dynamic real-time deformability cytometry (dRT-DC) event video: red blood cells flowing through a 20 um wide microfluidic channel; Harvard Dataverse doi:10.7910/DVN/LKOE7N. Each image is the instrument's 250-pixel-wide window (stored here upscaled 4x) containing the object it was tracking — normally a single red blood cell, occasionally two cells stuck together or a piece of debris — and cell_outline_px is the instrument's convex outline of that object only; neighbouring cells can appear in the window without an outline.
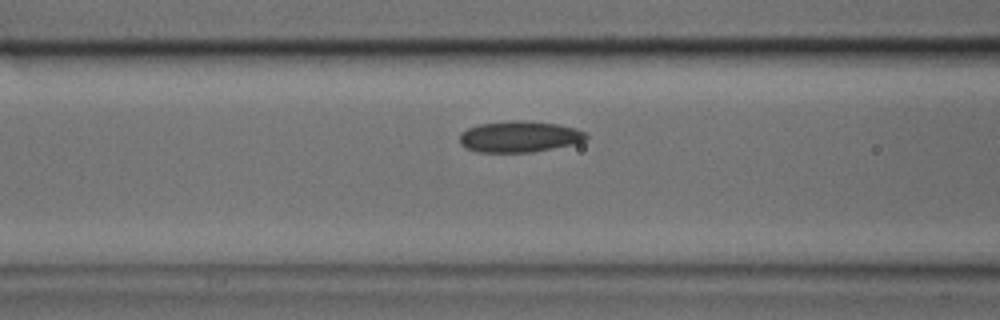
{"species": "common noctule bat (a hibernating species)", "species_latin": "Nyctalus noctula", "temperature_condition": "cold", "stored_images_in_passage": 26, "camera_frame_rate_fps": 3000, "um_per_image_px": 0.085, "animal": {"sex": "male", "body_mass_g": 17.9, "forearm_length_mm": 54.2}, "frame": {"image": 1, "passage_image": 4, "time_ms": 1.0, "image_size_px": [1000, 320], "cell_outline_px": [[588, 136], [584, 140], [572, 144], [532, 152], [476, 152], [464, 148], [460, 144], [460, 132], [468, 128], [480, 124], [512, 120], [528, 120], [560, 124], [576, 128], [584, 132]], "centroid_in_image_um": [44.11, 11.6], "position_along_channel_um": 122.5, "area_um2": 23.12}}
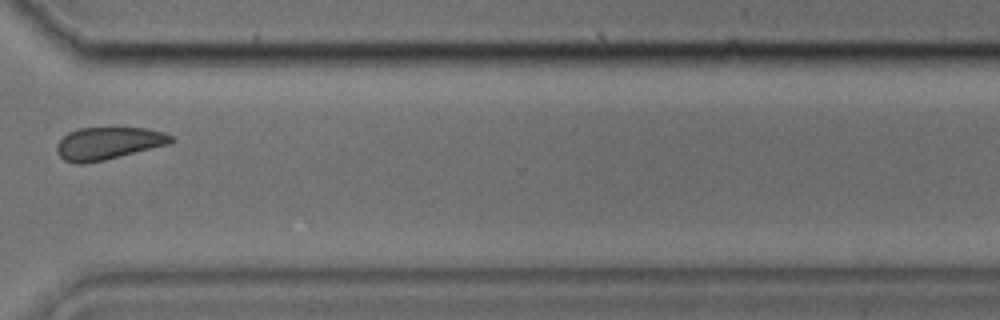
{"frame": {"image": 2, "passage_image": 18, "time_ms": 5.667, "image_size_px": [1000, 320], "cell_outline_px": [[176, 140], [172, 144], [104, 160], [80, 164], [76, 164], [64, 160], [56, 152], [56, 144], [68, 132], [80, 128], [148, 128], [164, 132], [172, 136]], "centroid_in_image_um": [9.24, 12.18], "position_along_channel_um": 361.4, "area_um2": 21.79}}
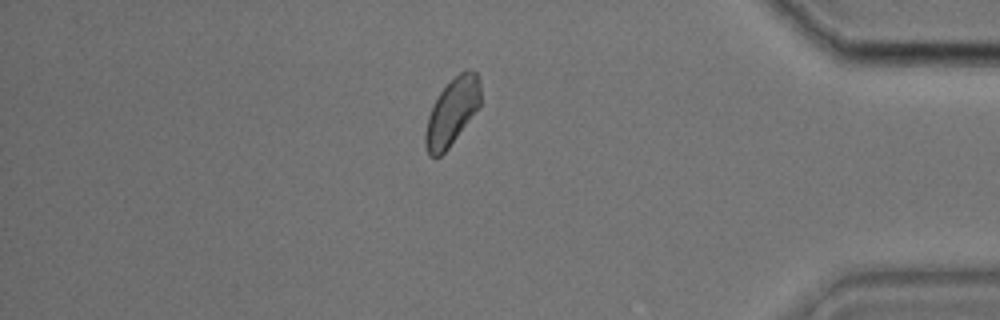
{"frame": {"image": 3, "passage_image": 22, "time_ms": 7.0, "image_size_px": [1000, 320], "cell_outline_px": [[480, 104], [448, 148], [436, 160], [428, 156], [424, 144], [424, 136], [428, 116], [440, 92], [460, 72], [476, 72], [480, 80]], "centroid_in_image_um": [38.38, 9.58], "position_along_channel_um": 396.8, "area_um2": 20.92}}